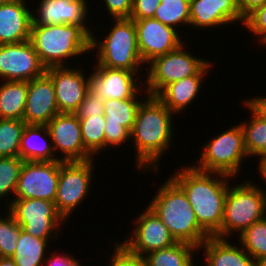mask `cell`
Masks as SVG:
<instances>
[{"label":"cell","mask_w":266,"mask_h":266,"mask_svg":"<svg viewBox=\"0 0 266 266\" xmlns=\"http://www.w3.org/2000/svg\"><path fill=\"white\" fill-rule=\"evenodd\" d=\"M6 217L0 216V257H11L16 248L22 227L7 211Z\"/></svg>","instance_id":"obj_35"},{"label":"cell","mask_w":266,"mask_h":266,"mask_svg":"<svg viewBox=\"0 0 266 266\" xmlns=\"http://www.w3.org/2000/svg\"><path fill=\"white\" fill-rule=\"evenodd\" d=\"M0 84V118L23 120L28 93L27 81H3Z\"/></svg>","instance_id":"obj_26"},{"label":"cell","mask_w":266,"mask_h":266,"mask_svg":"<svg viewBox=\"0 0 266 266\" xmlns=\"http://www.w3.org/2000/svg\"><path fill=\"white\" fill-rule=\"evenodd\" d=\"M25 126L24 120L0 118V157L19 156Z\"/></svg>","instance_id":"obj_32"},{"label":"cell","mask_w":266,"mask_h":266,"mask_svg":"<svg viewBox=\"0 0 266 266\" xmlns=\"http://www.w3.org/2000/svg\"><path fill=\"white\" fill-rule=\"evenodd\" d=\"M24 1L0 4V45L30 40L32 11Z\"/></svg>","instance_id":"obj_22"},{"label":"cell","mask_w":266,"mask_h":266,"mask_svg":"<svg viewBox=\"0 0 266 266\" xmlns=\"http://www.w3.org/2000/svg\"><path fill=\"white\" fill-rule=\"evenodd\" d=\"M266 3V0H237L239 12L243 18L251 13L257 7Z\"/></svg>","instance_id":"obj_43"},{"label":"cell","mask_w":266,"mask_h":266,"mask_svg":"<svg viewBox=\"0 0 266 266\" xmlns=\"http://www.w3.org/2000/svg\"><path fill=\"white\" fill-rule=\"evenodd\" d=\"M50 67L46 74L52 79L60 113H75L89 91V81L80 68Z\"/></svg>","instance_id":"obj_18"},{"label":"cell","mask_w":266,"mask_h":266,"mask_svg":"<svg viewBox=\"0 0 266 266\" xmlns=\"http://www.w3.org/2000/svg\"><path fill=\"white\" fill-rule=\"evenodd\" d=\"M244 22L237 0H190V26L216 28L232 22Z\"/></svg>","instance_id":"obj_21"},{"label":"cell","mask_w":266,"mask_h":266,"mask_svg":"<svg viewBox=\"0 0 266 266\" xmlns=\"http://www.w3.org/2000/svg\"><path fill=\"white\" fill-rule=\"evenodd\" d=\"M93 162L94 159L70 162L60 160V175L54 204L65 221L89 195L95 170Z\"/></svg>","instance_id":"obj_9"},{"label":"cell","mask_w":266,"mask_h":266,"mask_svg":"<svg viewBox=\"0 0 266 266\" xmlns=\"http://www.w3.org/2000/svg\"><path fill=\"white\" fill-rule=\"evenodd\" d=\"M114 254L107 266H146L144 258L128 251L121 243H115Z\"/></svg>","instance_id":"obj_37"},{"label":"cell","mask_w":266,"mask_h":266,"mask_svg":"<svg viewBox=\"0 0 266 266\" xmlns=\"http://www.w3.org/2000/svg\"><path fill=\"white\" fill-rule=\"evenodd\" d=\"M47 257L44 262V264L46 263V265L42 266H82V264H80L77 259L72 258L73 256L67 255V253L60 255L59 253H57V255L53 253L51 255L48 254Z\"/></svg>","instance_id":"obj_41"},{"label":"cell","mask_w":266,"mask_h":266,"mask_svg":"<svg viewBox=\"0 0 266 266\" xmlns=\"http://www.w3.org/2000/svg\"><path fill=\"white\" fill-rule=\"evenodd\" d=\"M5 210L13 215L23 231L47 241L54 237L58 239L57 232L65 221L57 212L54 202L44 199H14Z\"/></svg>","instance_id":"obj_10"},{"label":"cell","mask_w":266,"mask_h":266,"mask_svg":"<svg viewBox=\"0 0 266 266\" xmlns=\"http://www.w3.org/2000/svg\"><path fill=\"white\" fill-rule=\"evenodd\" d=\"M260 161L258 162L259 165H258V172H259V175H261V178L263 179V182H265L266 184V155H262L260 156ZM263 193L266 195V191L264 190L265 188H260Z\"/></svg>","instance_id":"obj_44"},{"label":"cell","mask_w":266,"mask_h":266,"mask_svg":"<svg viewBox=\"0 0 266 266\" xmlns=\"http://www.w3.org/2000/svg\"><path fill=\"white\" fill-rule=\"evenodd\" d=\"M185 43L177 49L158 56L148 63L145 94L156 96L165 86L195 74L209 73L211 62L195 57L185 50ZM151 64V65H150Z\"/></svg>","instance_id":"obj_7"},{"label":"cell","mask_w":266,"mask_h":266,"mask_svg":"<svg viewBox=\"0 0 266 266\" xmlns=\"http://www.w3.org/2000/svg\"><path fill=\"white\" fill-rule=\"evenodd\" d=\"M60 175V160L24 161L14 199L55 201Z\"/></svg>","instance_id":"obj_11"},{"label":"cell","mask_w":266,"mask_h":266,"mask_svg":"<svg viewBox=\"0 0 266 266\" xmlns=\"http://www.w3.org/2000/svg\"><path fill=\"white\" fill-rule=\"evenodd\" d=\"M114 20V22H113ZM113 27L104 40L91 36V51H96L97 66L124 69L139 74L145 65L140 57L134 20L112 19Z\"/></svg>","instance_id":"obj_5"},{"label":"cell","mask_w":266,"mask_h":266,"mask_svg":"<svg viewBox=\"0 0 266 266\" xmlns=\"http://www.w3.org/2000/svg\"><path fill=\"white\" fill-rule=\"evenodd\" d=\"M112 19L130 18L133 10V0H102Z\"/></svg>","instance_id":"obj_40"},{"label":"cell","mask_w":266,"mask_h":266,"mask_svg":"<svg viewBox=\"0 0 266 266\" xmlns=\"http://www.w3.org/2000/svg\"><path fill=\"white\" fill-rule=\"evenodd\" d=\"M148 207L177 242L189 243L199 248L210 237L199 226L187 195L171 177L160 185Z\"/></svg>","instance_id":"obj_3"},{"label":"cell","mask_w":266,"mask_h":266,"mask_svg":"<svg viewBox=\"0 0 266 266\" xmlns=\"http://www.w3.org/2000/svg\"><path fill=\"white\" fill-rule=\"evenodd\" d=\"M197 159L194 168L204 172H218L232 176L240 173L244 158L249 157L244 146L243 131L240 124L228 128L208 140Z\"/></svg>","instance_id":"obj_8"},{"label":"cell","mask_w":266,"mask_h":266,"mask_svg":"<svg viewBox=\"0 0 266 266\" xmlns=\"http://www.w3.org/2000/svg\"><path fill=\"white\" fill-rule=\"evenodd\" d=\"M39 4L38 14L31 10L32 25L74 24L93 36L91 28L89 30L86 27V23L91 21L87 17L89 11L86 0H41Z\"/></svg>","instance_id":"obj_19"},{"label":"cell","mask_w":266,"mask_h":266,"mask_svg":"<svg viewBox=\"0 0 266 266\" xmlns=\"http://www.w3.org/2000/svg\"><path fill=\"white\" fill-rule=\"evenodd\" d=\"M75 114L79 119L87 118L89 115L104 116V100L88 91Z\"/></svg>","instance_id":"obj_38"},{"label":"cell","mask_w":266,"mask_h":266,"mask_svg":"<svg viewBox=\"0 0 266 266\" xmlns=\"http://www.w3.org/2000/svg\"><path fill=\"white\" fill-rule=\"evenodd\" d=\"M0 266H17L11 257H0Z\"/></svg>","instance_id":"obj_45"},{"label":"cell","mask_w":266,"mask_h":266,"mask_svg":"<svg viewBox=\"0 0 266 266\" xmlns=\"http://www.w3.org/2000/svg\"><path fill=\"white\" fill-rule=\"evenodd\" d=\"M239 244L256 261L266 256V216L239 235Z\"/></svg>","instance_id":"obj_33"},{"label":"cell","mask_w":266,"mask_h":266,"mask_svg":"<svg viewBox=\"0 0 266 266\" xmlns=\"http://www.w3.org/2000/svg\"><path fill=\"white\" fill-rule=\"evenodd\" d=\"M247 108L262 121L266 122V97L257 96L244 101Z\"/></svg>","instance_id":"obj_42"},{"label":"cell","mask_w":266,"mask_h":266,"mask_svg":"<svg viewBox=\"0 0 266 266\" xmlns=\"http://www.w3.org/2000/svg\"><path fill=\"white\" fill-rule=\"evenodd\" d=\"M199 249L194 245L176 242L160 250L143 256L146 266H196L193 253Z\"/></svg>","instance_id":"obj_27"},{"label":"cell","mask_w":266,"mask_h":266,"mask_svg":"<svg viewBox=\"0 0 266 266\" xmlns=\"http://www.w3.org/2000/svg\"><path fill=\"white\" fill-rule=\"evenodd\" d=\"M10 1H13V0H0V4L6 3V2H10Z\"/></svg>","instance_id":"obj_47"},{"label":"cell","mask_w":266,"mask_h":266,"mask_svg":"<svg viewBox=\"0 0 266 266\" xmlns=\"http://www.w3.org/2000/svg\"><path fill=\"white\" fill-rule=\"evenodd\" d=\"M172 116L174 114L156 96L147 94L142 100L130 133V142L134 141L137 153L135 166L138 169L149 171L153 167L152 170L158 171L160 158L172 145Z\"/></svg>","instance_id":"obj_2"},{"label":"cell","mask_w":266,"mask_h":266,"mask_svg":"<svg viewBox=\"0 0 266 266\" xmlns=\"http://www.w3.org/2000/svg\"><path fill=\"white\" fill-rule=\"evenodd\" d=\"M19 157L24 161L61 160L54 152L47 126L37 124H26L20 141Z\"/></svg>","instance_id":"obj_24"},{"label":"cell","mask_w":266,"mask_h":266,"mask_svg":"<svg viewBox=\"0 0 266 266\" xmlns=\"http://www.w3.org/2000/svg\"><path fill=\"white\" fill-rule=\"evenodd\" d=\"M140 91L133 98L104 100L105 149L117 147L130 140L136 114L142 101ZM138 95V96H137Z\"/></svg>","instance_id":"obj_16"},{"label":"cell","mask_w":266,"mask_h":266,"mask_svg":"<svg viewBox=\"0 0 266 266\" xmlns=\"http://www.w3.org/2000/svg\"><path fill=\"white\" fill-rule=\"evenodd\" d=\"M160 0H133L132 20L153 18Z\"/></svg>","instance_id":"obj_39"},{"label":"cell","mask_w":266,"mask_h":266,"mask_svg":"<svg viewBox=\"0 0 266 266\" xmlns=\"http://www.w3.org/2000/svg\"><path fill=\"white\" fill-rule=\"evenodd\" d=\"M23 163L24 160H22L19 156L0 157V200L5 199L11 195V193L13 194L11 202H7V206H10L14 200L19 174Z\"/></svg>","instance_id":"obj_34"},{"label":"cell","mask_w":266,"mask_h":266,"mask_svg":"<svg viewBox=\"0 0 266 266\" xmlns=\"http://www.w3.org/2000/svg\"><path fill=\"white\" fill-rule=\"evenodd\" d=\"M96 68L95 72L88 76L89 91L102 100L133 98L139 91L143 92L142 87L145 83L138 82L139 79L136 78L138 74L105 66H96Z\"/></svg>","instance_id":"obj_17"},{"label":"cell","mask_w":266,"mask_h":266,"mask_svg":"<svg viewBox=\"0 0 266 266\" xmlns=\"http://www.w3.org/2000/svg\"><path fill=\"white\" fill-rule=\"evenodd\" d=\"M135 222L132 237L124 239L121 243L133 254L143 257L149 252L167 248L177 242L169 229L148 206L139 214Z\"/></svg>","instance_id":"obj_15"},{"label":"cell","mask_w":266,"mask_h":266,"mask_svg":"<svg viewBox=\"0 0 266 266\" xmlns=\"http://www.w3.org/2000/svg\"><path fill=\"white\" fill-rule=\"evenodd\" d=\"M46 126L55 153L60 150L63 155L61 161L95 159L83 144L80 121L75 113H59Z\"/></svg>","instance_id":"obj_14"},{"label":"cell","mask_w":266,"mask_h":266,"mask_svg":"<svg viewBox=\"0 0 266 266\" xmlns=\"http://www.w3.org/2000/svg\"><path fill=\"white\" fill-rule=\"evenodd\" d=\"M45 73L46 67L30 40L0 45V78L3 80L28 82Z\"/></svg>","instance_id":"obj_12"},{"label":"cell","mask_w":266,"mask_h":266,"mask_svg":"<svg viewBox=\"0 0 266 266\" xmlns=\"http://www.w3.org/2000/svg\"><path fill=\"white\" fill-rule=\"evenodd\" d=\"M206 74H195L165 86L156 97L175 115L181 113L201 90ZM193 101V102H192Z\"/></svg>","instance_id":"obj_25"},{"label":"cell","mask_w":266,"mask_h":266,"mask_svg":"<svg viewBox=\"0 0 266 266\" xmlns=\"http://www.w3.org/2000/svg\"><path fill=\"white\" fill-rule=\"evenodd\" d=\"M140 57L145 65L154 58L177 49L183 40L174 27L154 18L134 20Z\"/></svg>","instance_id":"obj_13"},{"label":"cell","mask_w":266,"mask_h":266,"mask_svg":"<svg viewBox=\"0 0 266 266\" xmlns=\"http://www.w3.org/2000/svg\"><path fill=\"white\" fill-rule=\"evenodd\" d=\"M251 180L229 186L224 204V215L220 231L214 236L229 239L240 235L245 229L266 216V195ZM233 232V233H232Z\"/></svg>","instance_id":"obj_6"},{"label":"cell","mask_w":266,"mask_h":266,"mask_svg":"<svg viewBox=\"0 0 266 266\" xmlns=\"http://www.w3.org/2000/svg\"><path fill=\"white\" fill-rule=\"evenodd\" d=\"M17 248L11 256L17 266H42L46 260L48 241L21 230Z\"/></svg>","instance_id":"obj_28"},{"label":"cell","mask_w":266,"mask_h":266,"mask_svg":"<svg viewBox=\"0 0 266 266\" xmlns=\"http://www.w3.org/2000/svg\"><path fill=\"white\" fill-rule=\"evenodd\" d=\"M243 24L252 34L259 36L257 38L261 45L266 44V3L249 13Z\"/></svg>","instance_id":"obj_36"},{"label":"cell","mask_w":266,"mask_h":266,"mask_svg":"<svg viewBox=\"0 0 266 266\" xmlns=\"http://www.w3.org/2000/svg\"><path fill=\"white\" fill-rule=\"evenodd\" d=\"M175 173L171 178L187 195L199 226L214 237L221 229L228 183L232 176L204 172L187 165Z\"/></svg>","instance_id":"obj_1"},{"label":"cell","mask_w":266,"mask_h":266,"mask_svg":"<svg viewBox=\"0 0 266 266\" xmlns=\"http://www.w3.org/2000/svg\"><path fill=\"white\" fill-rule=\"evenodd\" d=\"M59 113L52 79L45 73L28 81V93L23 115L25 123L47 125Z\"/></svg>","instance_id":"obj_20"},{"label":"cell","mask_w":266,"mask_h":266,"mask_svg":"<svg viewBox=\"0 0 266 266\" xmlns=\"http://www.w3.org/2000/svg\"><path fill=\"white\" fill-rule=\"evenodd\" d=\"M228 239L208 237L198 249H204L205 266H255V260Z\"/></svg>","instance_id":"obj_23"},{"label":"cell","mask_w":266,"mask_h":266,"mask_svg":"<svg viewBox=\"0 0 266 266\" xmlns=\"http://www.w3.org/2000/svg\"><path fill=\"white\" fill-rule=\"evenodd\" d=\"M85 148L95 157L105 150V116H87L79 119ZM96 154V155H95Z\"/></svg>","instance_id":"obj_31"},{"label":"cell","mask_w":266,"mask_h":266,"mask_svg":"<svg viewBox=\"0 0 266 266\" xmlns=\"http://www.w3.org/2000/svg\"><path fill=\"white\" fill-rule=\"evenodd\" d=\"M30 41L46 69L91 52V36L74 24L32 25Z\"/></svg>","instance_id":"obj_4"},{"label":"cell","mask_w":266,"mask_h":266,"mask_svg":"<svg viewBox=\"0 0 266 266\" xmlns=\"http://www.w3.org/2000/svg\"><path fill=\"white\" fill-rule=\"evenodd\" d=\"M255 266H266V256H263L255 261Z\"/></svg>","instance_id":"obj_46"},{"label":"cell","mask_w":266,"mask_h":266,"mask_svg":"<svg viewBox=\"0 0 266 266\" xmlns=\"http://www.w3.org/2000/svg\"><path fill=\"white\" fill-rule=\"evenodd\" d=\"M249 122L243 121L240 126L243 131L244 146L247 155L260 157L266 155V122L262 121L252 111Z\"/></svg>","instance_id":"obj_29"},{"label":"cell","mask_w":266,"mask_h":266,"mask_svg":"<svg viewBox=\"0 0 266 266\" xmlns=\"http://www.w3.org/2000/svg\"><path fill=\"white\" fill-rule=\"evenodd\" d=\"M154 19L174 27L190 25V0H160Z\"/></svg>","instance_id":"obj_30"}]
</instances>
